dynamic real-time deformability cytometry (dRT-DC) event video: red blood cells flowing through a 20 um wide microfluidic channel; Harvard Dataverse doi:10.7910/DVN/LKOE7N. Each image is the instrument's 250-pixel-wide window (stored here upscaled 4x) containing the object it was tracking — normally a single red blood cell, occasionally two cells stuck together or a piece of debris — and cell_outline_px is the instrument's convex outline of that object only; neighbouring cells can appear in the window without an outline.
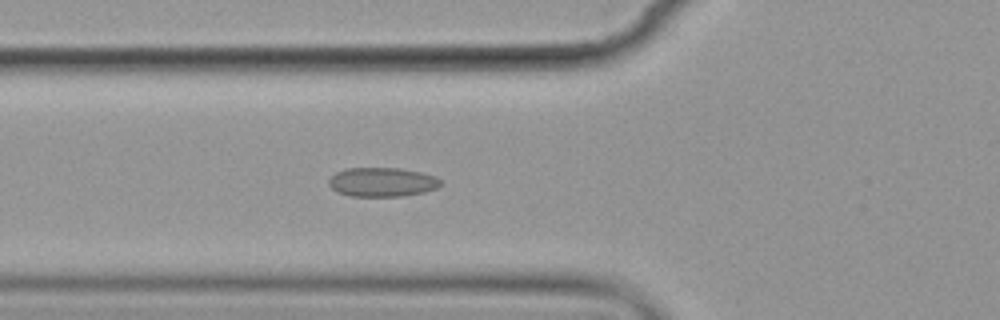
{"species": "common noctule bat (a hibernating species)", "species_latin": "Nyctalus noctula", "temperature_condition": "cold", "stored_images_in_passage": 7, "camera_frame_rate_fps": 3000, "um_per_image_px": 0.085, "animal": {"sex": "female", "body_mass_g": 19.9}, "frame": {"image": 1, "passage_image": 7, "time_ms": 7.0, "image_size_px": [1000, 320], "cell_outline_px": [[440, 184], [436, 188], [424, 192], [404, 196], [348, 196], [336, 192], [328, 184], [328, 180], [336, 172], [348, 168], [400, 168], [420, 172], [436, 176], [440, 180]], "centroid_in_image_um": [32.46, 15.48], "position_along_channel_um": 93.3, "area_um2": 19.02}}